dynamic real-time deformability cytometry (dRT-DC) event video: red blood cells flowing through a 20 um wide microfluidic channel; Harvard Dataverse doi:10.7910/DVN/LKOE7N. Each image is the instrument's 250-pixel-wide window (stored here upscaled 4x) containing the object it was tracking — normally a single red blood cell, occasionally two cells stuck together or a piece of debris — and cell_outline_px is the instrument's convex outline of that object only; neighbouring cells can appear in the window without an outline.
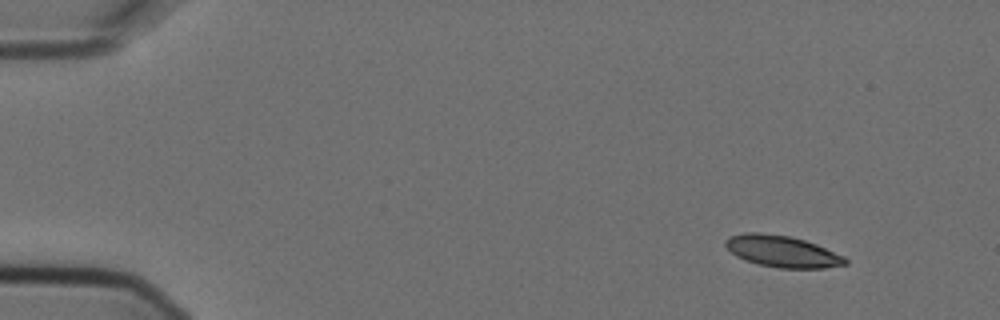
{"species": "Egyptian fruit bat (a non-hibernating species)", "species_latin": "Rousettus aegyptiacus", "temperature_condition": "cold", "stored_images_in_passage": 4, "camera_frame_rate_fps": 3000, "um_per_image_px": 0.085, "animal": {"sex": "female"}, "frame": {"image": 1, "passage_image": 1, "time_ms": 0.0, "image_size_px": [1000, 320], "cell_outline_px": [[848, 264], [824, 268], [780, 268], [760, 264], [744, 260], [736, 256], [724, 244], [724, 240], [728, 236], [744, 232], [760, 232], [788, 236], [804, 240], [816, 244], [844, 256], [848, 260]], "centroid_in_image_um": [66.47, 21.36], "position_along_channel_um": 18.5, "area_um2": 22.02}}
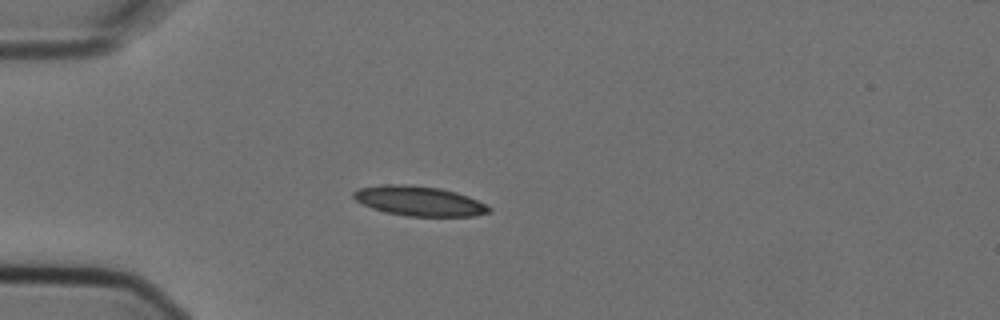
{"frame": {"image": 2, "passage_image": 4, "time_ms": 1.0, "image_size_px": [1000, 320], "cell_outline_px": [[492, 212], [476, 216], [408, 216], [384, 212], [372, 208], [356, 200], [352, 196], [352, 192], [360, 188], [384, 184], [404, 184], [440, 188], [456, 192], [468, 196], [492, 208]], "centroid_in_image_um": [35.64, 17.09], "position_along_channel_um": 49.4, "area_um2": 23.47}}